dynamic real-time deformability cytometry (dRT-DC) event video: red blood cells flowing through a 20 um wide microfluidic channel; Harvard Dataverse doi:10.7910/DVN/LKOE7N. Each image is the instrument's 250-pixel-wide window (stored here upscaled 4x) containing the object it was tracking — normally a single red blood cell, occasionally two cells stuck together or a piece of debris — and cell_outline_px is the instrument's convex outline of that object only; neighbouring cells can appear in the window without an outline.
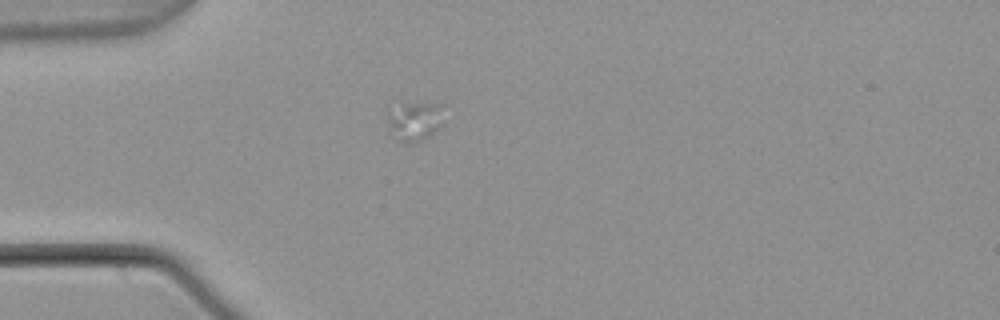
{"species": "common noctule bat (a hibernating species)", "species_latin": "Nyctalus noctula", "temperature_condition": "warm", "stored_images_in_passage": 7, "segment_of_instrument_passage": [2, 2], "camera_frame_rate_fps": 3000, "um_per_image_px": 0.085, "animal": {"sex": "male", "body_mass_g": 21.5, "forearm_length_mm": 52.0}, "frame": {"image": 1, "passage_image": 5, "time_ms": 1.333, "image_size_px": [1000, 320], "cell_outline_px": [[440, 124], [428, 136], [408, 144], [400, 140], [388, 124], [388, 120], [404, 104], [436, 104]], "centroid_in_image_um": [35.24, 10.35], "position_along_channel_um": 49.8, "area_um2": 10.87}}